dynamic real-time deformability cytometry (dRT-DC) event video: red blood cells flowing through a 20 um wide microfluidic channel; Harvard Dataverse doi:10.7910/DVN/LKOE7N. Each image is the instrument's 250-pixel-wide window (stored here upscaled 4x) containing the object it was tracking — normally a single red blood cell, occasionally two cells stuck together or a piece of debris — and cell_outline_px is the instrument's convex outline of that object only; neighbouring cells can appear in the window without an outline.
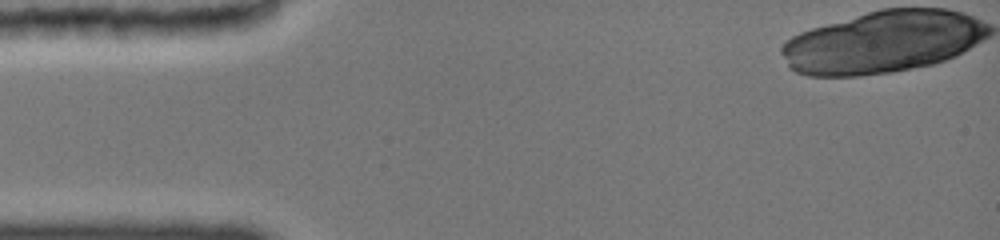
{"species": "common noctule bat (a hibernating species)", "species_latin": "Nyctalus noctula", "temperature_condition": "cold", "stored_images_in_passage": 1, "camera_frame_rate_fps": 3000, "um_per_image_px": 0.085, "animal": {"sex": "female", "body_mass_g": 19.0, "forearm_length_mm": 51.5}, "frame": {"image": 1, "passage_image": 1, "time_ms": 0.0, "image_size_px": [1000, 240], "cell_outline_px": [[136, 20], [132, 24], [116, 36], [48, 36], [28, 24], [32, 20]], "centroid_in_image_um": [6.91, 2.33], "position_along_channel_um": 78.1, "area_um2": 10.46}}